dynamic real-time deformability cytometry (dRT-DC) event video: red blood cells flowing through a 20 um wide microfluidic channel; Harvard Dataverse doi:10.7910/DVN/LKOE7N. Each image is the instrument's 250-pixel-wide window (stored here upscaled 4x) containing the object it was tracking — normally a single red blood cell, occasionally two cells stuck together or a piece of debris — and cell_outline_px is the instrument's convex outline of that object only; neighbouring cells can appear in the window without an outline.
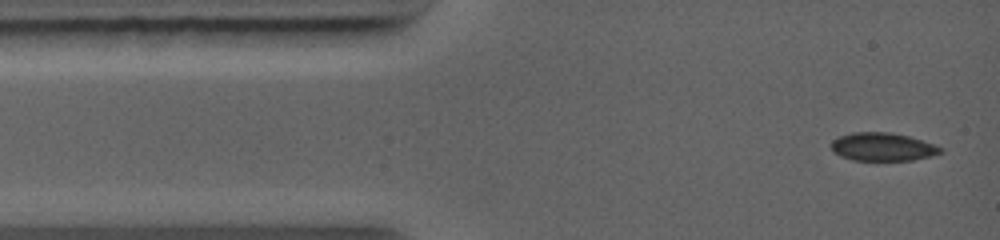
{"species": "common noctule bat (a hibernating species)", "species_latin": "Nyctalus noctula", "temperature_condition": "warm", "stored_images_in_passage": 35, "camera_frame_rate_fps": 5000, "um_per_image_px": 0.085, "animal": {"sex": "female", "body_mass_g": 19.0, "forearm_length_mm": 56.7}, "frame": {"image": 1, "passage_image": 1, "time_ms": 0.0, "image_size_px": [1000, 240], "cell_outline_px": [[944, 152], [912, 160], [852, 160], [840, 156], [832, 152], [832, 140], [840, 136], [852, 132], [892, 132], [908, 136], [944, 148]], "centroid_in_image_um": [75.0, 12.48], "position_along_channel_um": 10.0, "area_um2": 17.86}}
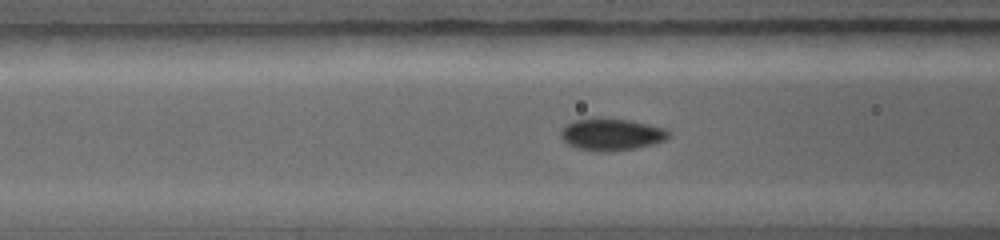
{"frame": {"image": 2, "passage_image": 15, "time_ms": 3.4, "image_size_px": [1000, 240], "cell_outline_px": [[668, 136], [664, 140], [652, 144], [636, 148], [608, 152], [600, 152], [580, 148], [568, 144], [560, 136], [560, 132], [572, 120], [592, 116], [596, 116], [632, 120], [664, 128], [668, 132]], "centroid_in_image_um": [51.93, 11.39], "position_along_channel_um": 114.7, "area_um2": 20.29}}
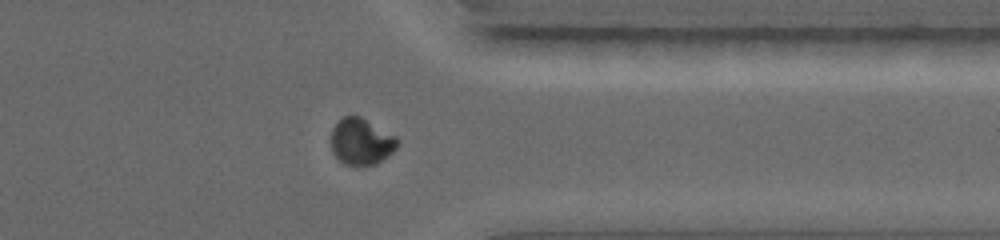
{"frame": {"image": 3, "passage_image": 29, "time_ms": 9.0, "image_size_px": [1000, 240], "cell_outline_px": [[400, 140], [396, 148], [388, 156], [376, 164], [364, 168], [344, 164], [332, 152], [332, 128], [344, 116], [360, 116], [396, 136]], "centroid_in_image_um": [30.73, 12.07], "position_along_channel_um": 380.7, "area_um2": 18.15}}